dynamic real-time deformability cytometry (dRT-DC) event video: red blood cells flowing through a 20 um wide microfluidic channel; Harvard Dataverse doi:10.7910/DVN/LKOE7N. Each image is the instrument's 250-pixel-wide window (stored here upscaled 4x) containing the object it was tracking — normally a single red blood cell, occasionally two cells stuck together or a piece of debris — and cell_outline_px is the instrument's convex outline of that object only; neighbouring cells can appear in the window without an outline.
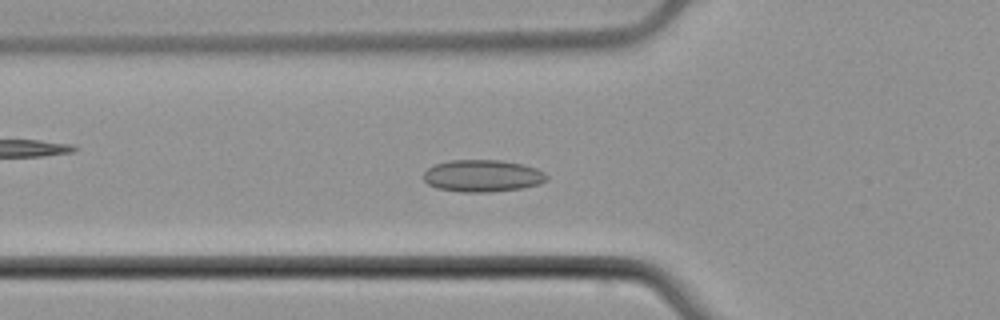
{"species": "common noctule bat (a hibernating species)", "species_latin": "Nyctalus noctula", "temperature_condition": "cold", "stored_images_in_passage": 55, "camera_frame_rate_fps": 3000, "um_per_image_px": 0.085, "animal": {"sex": "male", "body_mass_g": 21.5, "forearm_length_mm": 52.0}, "frame": {"image": 1, "passage_image": 20, "time_ms": 6.333, "image_size_px": [1000, 320], "cell_outline_px": [[548, 180], [540, 184], [524, 188], [488, 192], [460, 192], [436, 188], [428, 184], [424, 180], [424, 172], [428, 168], [436, 164], [452, 160], [500, 160], [520, 164], [536, 168], [544, 172], [548, 176]], "centroid_in_image_um": [41.03, 14.95], "position_along_channel_um": 84.8, "area_um2": 23.06}}
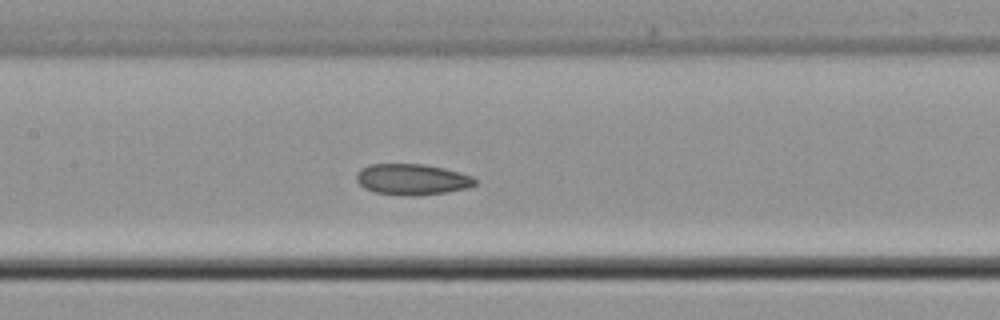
{"frame": {"image": 2, "passage_image": 27, "time_ms": 8.667, "image_size_px": [1000, 320], "cell_outline_px": [[476, 184], [468, 188], [444, 192], [416, 196], [400, 196], [376, 192], [364, 188], [356, 180], [356, 172], [360, 168], [372, 164], [420, 164], [444, 168], [460, 172], [472, 176], [476, 180]], "centroid_in_image_um": [35.01, 15.25], "position_along_channel_um": 172.4, "area_um2": 21.5}}
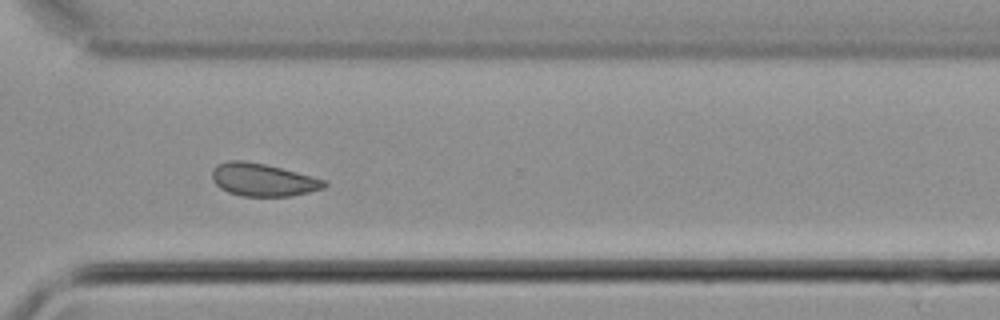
{"frame": {"image": 3, "passage_image": 41, "time_ms": 13.333, "image_size_px": [1000, 320], "cell_outline_px": [[328, 184], [324, 188], [292, 196], [240, 196], [228, 192], [220, 188], [212, 180], [212, 168], [216, 164], [228, 160], [244, 160], [264, 164], [328, 180]], "centroid_in_image_um": [22.33, 15.28], "position_along_channel_um": 348.3, "area_um2": 21.56}, "authors_computed_cell_mechanics": {"area_um2": 21.7328, "velocity_mm_per_s": 3.7598, "shape_relaxation_time_tau1_ms": null, "shape_relaxation_time_tau2_ms": 7.6969, "deformation_change_tau1": null, "deformation_change_tau2": 0.1201}}